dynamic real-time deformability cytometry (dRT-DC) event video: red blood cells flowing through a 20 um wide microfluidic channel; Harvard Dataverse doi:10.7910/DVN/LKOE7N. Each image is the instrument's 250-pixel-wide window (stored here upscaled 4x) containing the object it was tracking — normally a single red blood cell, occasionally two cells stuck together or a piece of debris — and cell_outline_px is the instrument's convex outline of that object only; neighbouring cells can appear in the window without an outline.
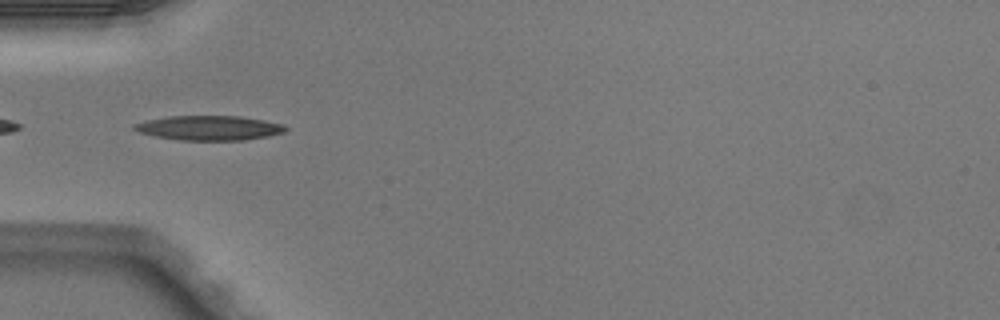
{"species": "Egyptian fruit bat (a non-hibernating species)", "species_latin": "Rousettus aegyptiacus", "temperature_condition": "warm", "stored_images_in_passage": 39, "camera_frame_rate_fps": 3000, "um_per_image_px": 0.085, "animal": {"sex": "male"}, "frame": {"image": 1, "passage_image": 5, "time_ms": 1.333, "image_size_px": [1000, 320], "cell_outline_px": [[288, 128], [284, 132], [268, 136], [244, 140], [180, 140], [156, 136], [140, 132], [132, 128], [132, 124], [148, 120], [168, 116], [240, 116], [264, 120], [284, 124]], "centroid_in_image_um": [17.8, 10.87], "position_along_channel_um": 67.2, "area_um2": 21.62}}
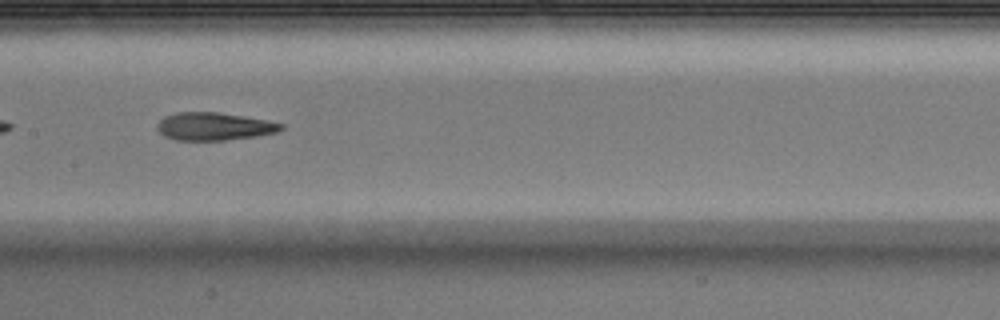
{"frame": {"image": 2, "passage_image": 14, "time_ms": 4.333, "image_size_px": [1000, 320], "cell_outline_px": [[284, 128], [276, 132], [256, 136], [224, 140], [176, 140], [164, 136], [156, 128], [156, 124], [164, 116], [176, 112], [216, 112], [264, 120], [284, 124]], "centroid_in_image_um": [18.14, 10.74], "position_along_channel_um": 189.3, "area_um2": 19.88}}
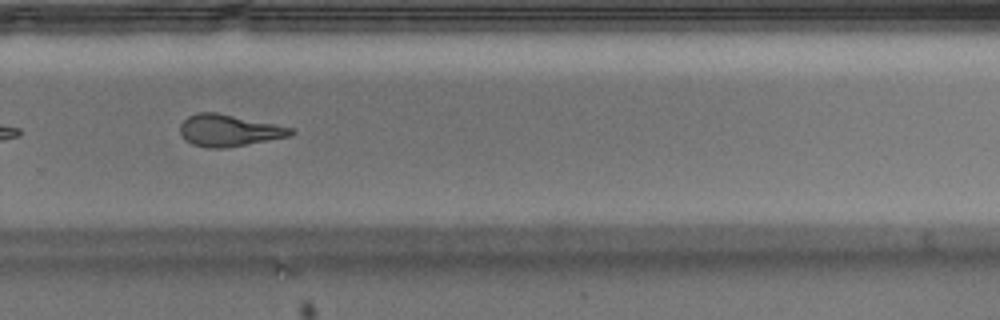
{"frame": {"image": 3, "passage_image": 23, "time_ms": 7.333, "image_size_px": [1000, 320], "cell_outline_px": [[296, 132], [288, 136], [268, 140], [224, 148], [208, 148], [192, 144], [184, 140], [180, 132], [180, 124], [188, 116], [200, 112], [216, 112], [292, 128]], "centroid_in_image_um": [19.4, 11.09], "position_along_channel_um": 310.4, "area_um2": 20.17}, "authors_computed_cell_mechanics": {"area_um2": 21.2126, "velocity_mm_per_s": 4.0571, "shape_relaxation_time_tau1_ms": 4.5682, "shape_relaxation_time_tau2_ms": 2.2191, "deformation_change_tau1": 0.1974, "deformation_change_tau2": 0.1146}}